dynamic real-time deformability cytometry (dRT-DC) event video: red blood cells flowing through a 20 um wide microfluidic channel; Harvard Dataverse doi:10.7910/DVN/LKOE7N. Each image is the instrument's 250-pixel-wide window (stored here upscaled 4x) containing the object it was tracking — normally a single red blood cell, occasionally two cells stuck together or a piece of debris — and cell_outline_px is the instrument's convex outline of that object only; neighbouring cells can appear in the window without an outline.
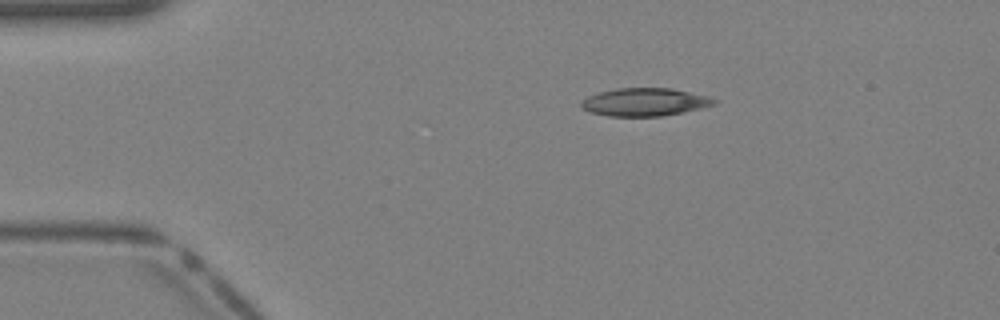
{"species": "Egyptian fruit bat (a non-hibernating species)", "species_latin": "Rousettus aegyptiacus", "temperature_condition": "warm", "stored_images_in_passage": 33, "camera_frame_rate_fps": 3000, "um_per_image_px": 0.085, "animal": {"sex": "female"}, "frame": {"image": 1, "passage_image": 1, "time_ms": 0.0, "image_size_px": [1000, 320], "cell_outline_px": [[720, 100], [716, 104], [700, 108], [660, 116], [608, 116], [588, 112], [580, 108], [580, 104], [588, 96], [600, 92], [616, 88], [672, 88], [708, 96]], "centroid_in_image_um": [54.79, 8.67], "position_along_channel_um": 30.2, "area_um2": 21.62}}
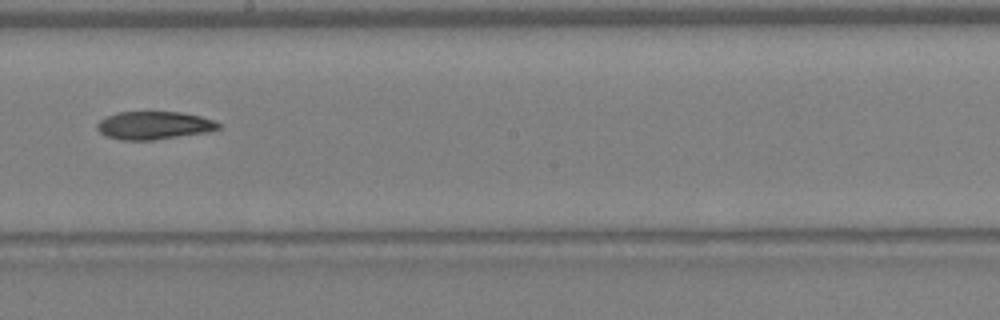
{"frame": {"image": 2, "passage_image": 16, "time_ms": 5.0, "image_size_px": [1000, 320], "cell_outline_px": [[220, 128], [208, 132], [152, 140], [120, 140], [104, 136], [96, 128], [96, 124], [100, 120], [116, 112], [180, 112], [200, 116], [212, 120], [220, 124]], "centroid_in_image_um": [13.05, 10.66], "position_along_channel_um": 235.2, "area_um2": 19.77}}
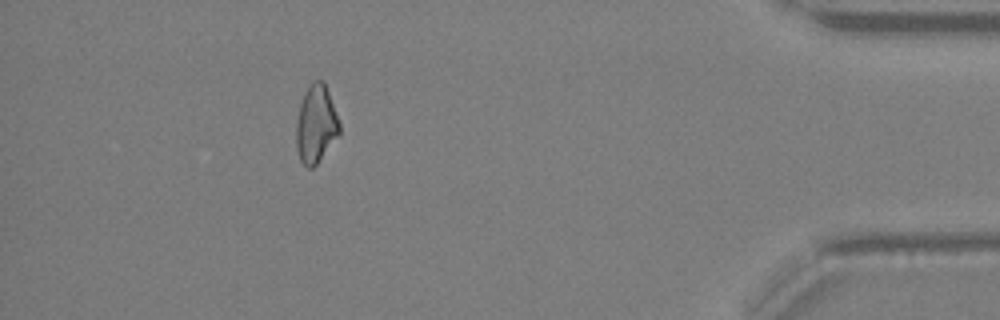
{"frame": {"image": 3, "passage_image": 29, "time_ms": 9.333, "image_size_px": [1000, 320], "cell_outline_px": [[340, 132], [316, 164], [312, 168], [308, 168], [300, 160], [296, 148], [296, 124], [300, 104], [304, 92], [308, 84], [312, 80], [324, 80], [340, 124]], "centroid_in_image_um": [26.84, 10.51], "position_along_channel_um": 408.4, "area_um2": 19.48}}